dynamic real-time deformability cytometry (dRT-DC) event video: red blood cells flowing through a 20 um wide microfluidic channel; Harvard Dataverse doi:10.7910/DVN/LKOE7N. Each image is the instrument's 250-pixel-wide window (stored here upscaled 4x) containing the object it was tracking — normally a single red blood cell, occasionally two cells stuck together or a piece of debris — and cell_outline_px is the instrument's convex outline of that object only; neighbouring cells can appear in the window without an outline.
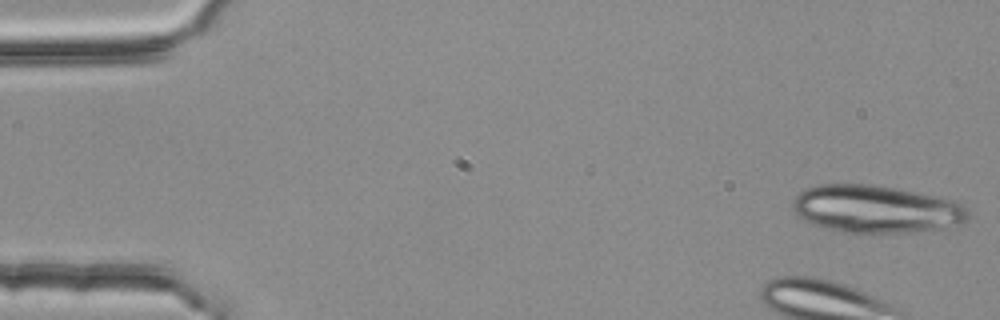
{"species": "common noctule bat (a hibernating species)", "species_latin": "Nyctalus noctula", "temperature_condition": "room temperature", "stored_images_in_passage": 4, "camera_frame_rate_fps": 3000, "um_per_image_px": 0.085, "animal": {"sex": "female", "body_mass_g": 25.1}, "frame": {"image": 1, "passage_image": 1, "time_ms": 0.0, "image_size_px": [1000, 320], "cell_outline_px": [[968, 220], [960, 224], [944, 228], [908, 232], [844, 232], [828, 228], [804, 220], [792, 208], [792, 200], [804, 188], [820, 184], [868, 184], [896, 188], [936, 196], [952, 200], [964, 204], [968, 212]], "centroid_in_image_um": [74.47, 17.75], "position_along_channel_um": 10.5, "area_um2": 48.38}}